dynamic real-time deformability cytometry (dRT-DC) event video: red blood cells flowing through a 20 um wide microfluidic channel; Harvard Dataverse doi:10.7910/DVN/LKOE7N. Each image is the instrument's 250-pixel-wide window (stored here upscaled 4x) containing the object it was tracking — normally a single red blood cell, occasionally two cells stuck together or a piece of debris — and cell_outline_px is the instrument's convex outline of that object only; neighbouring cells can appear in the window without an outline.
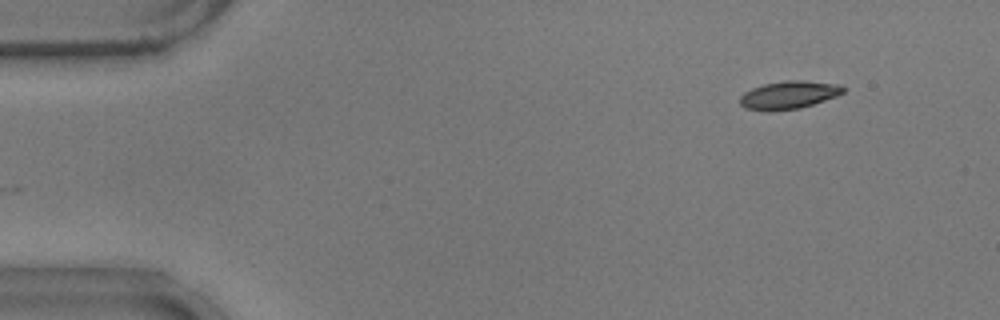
{"species": "common noctule bat (a hibernating species)", "species_latin": "Nyctalus noctula", "temperature_condition": "warm", "stored_images_in_passage": 49, "camera_frame_rate_fps": 3000, "um_per_image_px": 0.085, "animal": {"sex": "male", "body_mass_g": 17.9}, "frame": {"image": 1, "passage_image": 1, "time_ms": 0.0, "image_size_px": [1000, 320], "cell_outline_px": [[844, 92], [836, 96], [800, 108], [772, 112], [768, 112], [744, 108], [740, 104], [740, 96], [744, 92], [752, 88], [764, 84], [788, 80], [804, 80], [840, 84], [844, 88]], "centroid_in_image_um": [67.02, 8.08], "position_along_channel_um": 18.0, "area_um2": 16.94}}
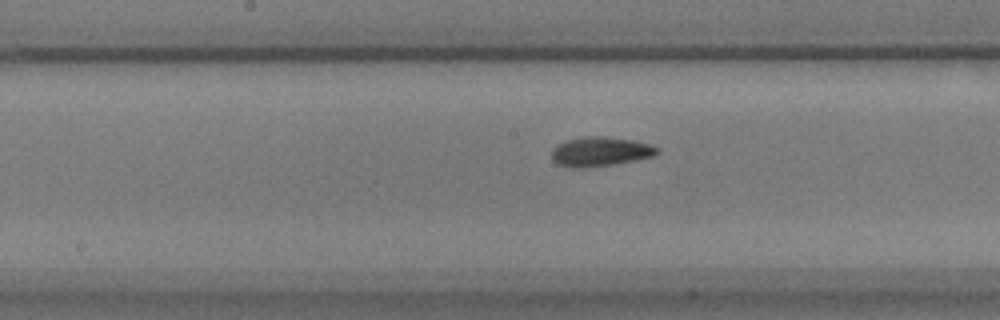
{"frame": {"image": 2, "passage_image": 23, "time_ms": 7.333, "image_size_px": [1000, 320], "cell_outline_px": [[660, 152], [656, 156], [636, 160], [612, 164], [584, 168], [572, 168], [556, 164], [552, 160], [552, 148], [568, 140], [588, 136], [604, 136], [632, 140], [648, 144], [660, 148]], "centroid_in_image_um": [51.04, 12.9], "position_along_channel_um": 197.2, "area_um2": 18.09}}
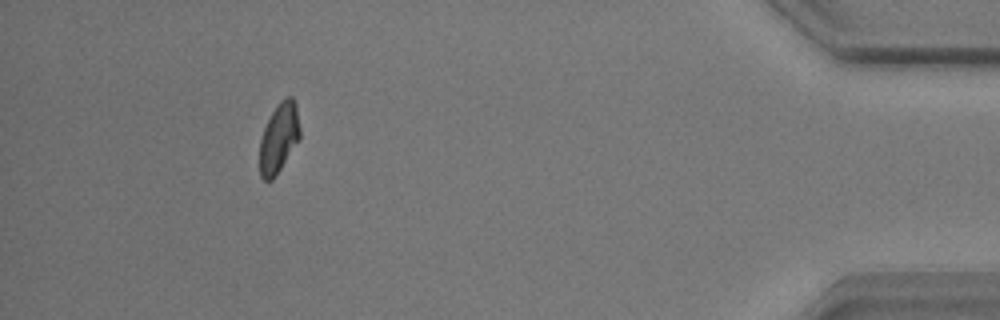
{"frame": {"image": 3, "passage_image": 45, "time_ms": 14.667, "image_size_px": [1000, 320], "cell_outline_px": [[300, 136], [276, 176], [272, 180], [264, 180], [260, 176], [260, 140], [264, 128], [276, 104], [284, 96], [292, 96], [296, 104], [300, 128]], "centroid_in_image_um": [23.7, 11.69], "position_along_channel_um": 411.5, "area_um2": 16.24}, "authors_computed_cell_mechanics": {"area_um2": 16.9354, "velocity_mm_per_s": 3.729, "shape_relaxation_time_tau1_ms": 3.8833, "shape_relaxation_time_tau2_ms": 4.4689, "deformation_change_tau1": 0.1234, "deformation_change_tau2": 0.1031}}